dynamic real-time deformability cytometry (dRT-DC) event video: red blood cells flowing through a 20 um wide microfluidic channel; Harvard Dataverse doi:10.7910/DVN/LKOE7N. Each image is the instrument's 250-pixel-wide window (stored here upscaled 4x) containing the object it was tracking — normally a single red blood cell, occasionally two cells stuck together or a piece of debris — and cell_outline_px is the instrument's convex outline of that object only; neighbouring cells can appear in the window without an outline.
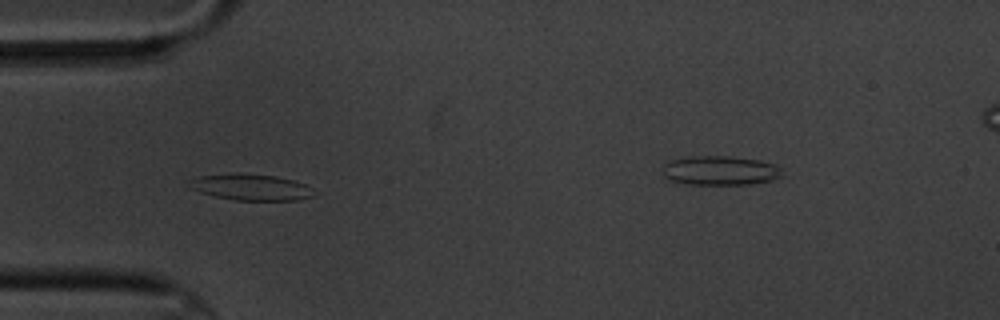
{"species": "common noctule bat (a hibernating species)", "species_latin": "Nyctalus noctula", "temperature_condition": "cold", "stored_images_in_passage": 5, "camera_frame_rate_fps": 3000, "um_per_image_px": 0.085, "animal": {"sex": "male", "body_mass_g": 20.1, "forearm_length_mm": 53.5}, "frame": {"image": 1, "passage_image": 4, "time_ms": 3.667, "image_size_px": [1000, 320], "cell_outline_px": [[316, 196], [300, 200], [236, 200], [216, 196], [200, 192], [184, 184], [188, 180], [200, 176], [236, 172], [240, 172], [276, 176], [292, 180], [304, 184], [312, 188]], "centroid_in_image_um": [21.32, 15.9], "position_along_channel_um": 63.7, "area_um2": 19.31}}